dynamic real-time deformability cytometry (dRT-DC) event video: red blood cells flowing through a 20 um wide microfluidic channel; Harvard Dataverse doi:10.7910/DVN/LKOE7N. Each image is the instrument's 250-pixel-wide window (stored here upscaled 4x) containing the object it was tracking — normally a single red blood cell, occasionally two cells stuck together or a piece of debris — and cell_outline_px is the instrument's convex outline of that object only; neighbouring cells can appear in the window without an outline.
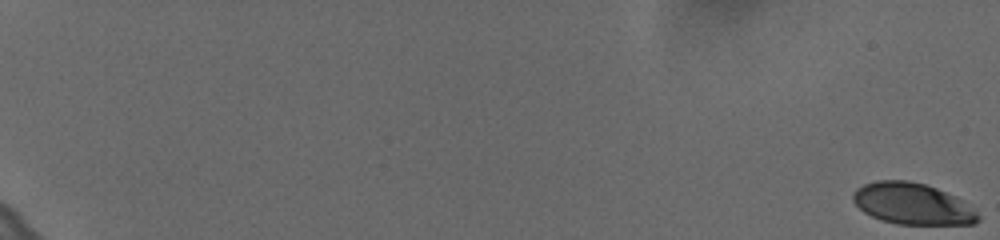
{"species": "human", "species_latin": "Homo sapiens", "temperature_condition": "cold", "stored_images_in_passage": 63, "camera_frame_rate_fps": 3000, "um_per_image_px": 0.085, "donor": {"sex": "female"}, "frame": {"image": 1, "passage_image": 1, "time_ms": 0.0, "image_size_px": [1000, 240], "cell_outline_px": [[980, 220], [976, 224], [896, 224], [880, 220], [864, 212], [852, 200], [852, 192], [856, 188], [864, 184], [876, 180], [908, 180], [924, 184], [936, 188], [956, 196], [976, 212], [980, 216]], "centroid_in_image_um": [77.53, 17.32], "position_along_channel_um": 7.5, "area_um2": 30.17}}
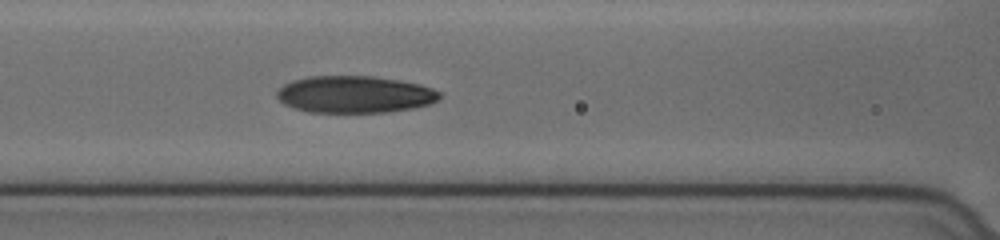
{"frame": {"image": 2, "passage_image": 32, "time_ms": 10.333, "image_size_px": [1000, 240], "cell_outline_px": [[440, 96], [436, 100], [428, 104], [412, 108], [388, 112], [308, 112], [292, 108], [284, 104], [276, 96], [276, 92], [284, 84], [292, 80], [308, 76], [372, 76], [420, 84], [432, 88], [440, 92]], "centroid_in_image_um": [30.1, 8.02], "position_along_channel_um": 136.5, "area_um2": 35.03}}
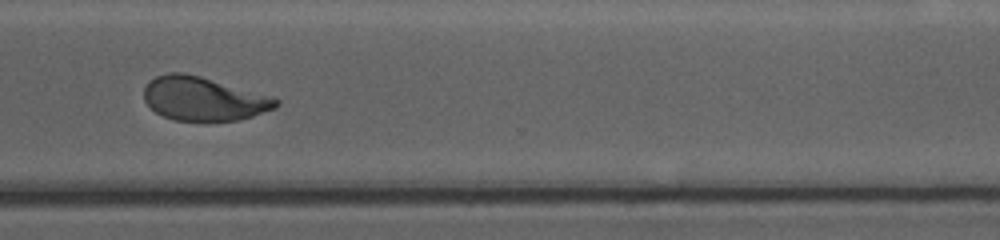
{"frame": {"image": 3, "passage_image": 50, "time_ms": 16.333, "image_size_px": [1000, 240], "cell_outline_px": [[280, 104], [276, 108], [252, 116], [236, 120], [172, 120], [156, 112], [144, 100], [144, 88], [156, 76], [168, 72], [184, 72], [200, 76], [272, 96], [280, 100]], "centroid_in_image_um": [17.32, 8.38], "position_along_channel_um": 353.3, "area_um2": 33.41}, "authors_computed_cell_mechanics": {"area_um2": 34.1598, "velocity_mm_per_s": 3.6287, "shape_relaxation_time_tau1_ms": 6.1018, "shape_relaxation_time_tau2_ms": 1.8809, "deformation_change_tau1": 0.2034, "deformation_change_tau2": 0.0742}}